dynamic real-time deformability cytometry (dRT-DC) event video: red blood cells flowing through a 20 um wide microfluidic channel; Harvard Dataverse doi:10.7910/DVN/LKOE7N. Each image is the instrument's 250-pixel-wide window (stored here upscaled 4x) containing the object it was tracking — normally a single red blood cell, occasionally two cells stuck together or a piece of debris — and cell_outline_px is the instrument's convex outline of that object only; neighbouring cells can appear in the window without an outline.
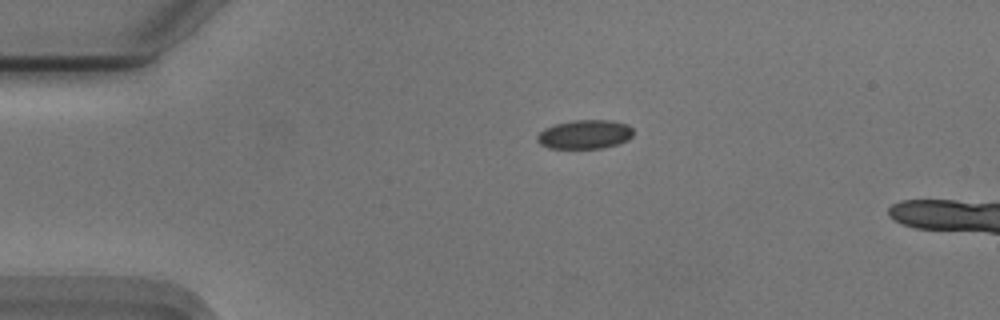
{"species": "Egyptian fruit bat (a non-hibernating species)", "species_latin": "Rousettus aegyptiacus", "temperature_condition": "cold", "stored_images_in_passage": 43, "camera_frame_rate_fps": 3000, "um_per_image_px": 0.085, "animal": {"sex": "male"}, "frame": {"image": 1, "passage_image": 1, "time_ms": 0.0, "image_size_px": [1000, 320], "cell_outline_px": [[632, 136], [628, 140], [620, 144], [604, 148], [548, 148], [540, 144], [536, 140], [536, 136], [544, 128], [556, 124], [572, 120], [612, 120], [628, 124], [632, 128]], "centroid_in_image_um": [49.72, 11.42], "position_along_channel_um": 35.3, "area_um2": 16.42}}
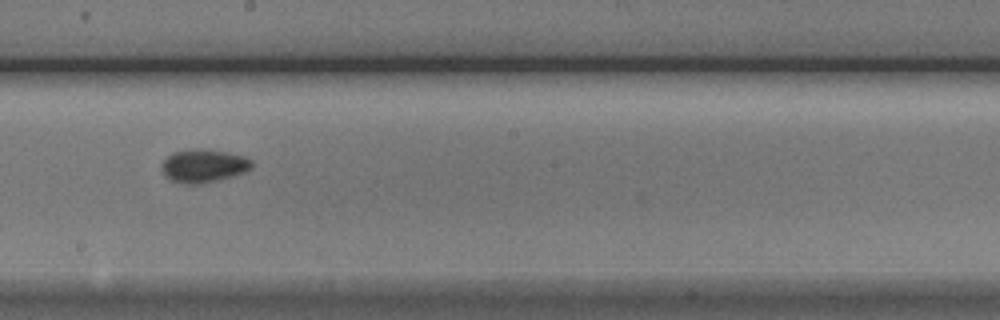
{"frame": {"image": 2, "passage_image": 20, "time_ms": 6.333, "image_size_px": [1000, 320], "cell_outline_px": [[252, 168], [244, 172], [232, 176], [200, 184], [184, 184], [172, 180], [164, 176], [160, 164], [172, 152], [196, 148], [204, 148], [244, 156], [252, 160]], "centroid_in_image_um": [17.28, 14.09], "position_along_channel_um": 230.9, "area_um2": 17.46}}
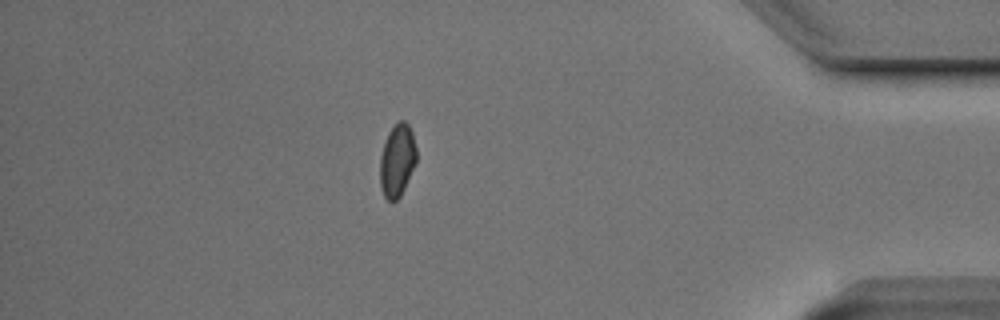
{"frame": {"image": 3, "passage_image": 37, "time_ms": 12.0, "image_size_px": [1000, 320], "cell_outline_px": [[416, 164], [400, 196], [396, 200], [388, 200], [384, 196], [380, 184], [380, 156], [388, 132], [400, 120], [404, 120], [408, 124], [412, 132], [416, 148]], "centroid_in_image_um": [33.76, 13.63], "position_along_channel_um": 401.4, "area_um2": 15.32}, "authors_computed_cell_mechanics": {"area_um2": 16.1262, "velocity_mm_per_s": 3.7278, "shape_relaxation_time_tau1_ms": 7.002, "shape_relaxation_time_tau2_ms": 2.6953, "deformation_change_tau1": 0.0949, "deformation_change_tau2": 0.0512}}